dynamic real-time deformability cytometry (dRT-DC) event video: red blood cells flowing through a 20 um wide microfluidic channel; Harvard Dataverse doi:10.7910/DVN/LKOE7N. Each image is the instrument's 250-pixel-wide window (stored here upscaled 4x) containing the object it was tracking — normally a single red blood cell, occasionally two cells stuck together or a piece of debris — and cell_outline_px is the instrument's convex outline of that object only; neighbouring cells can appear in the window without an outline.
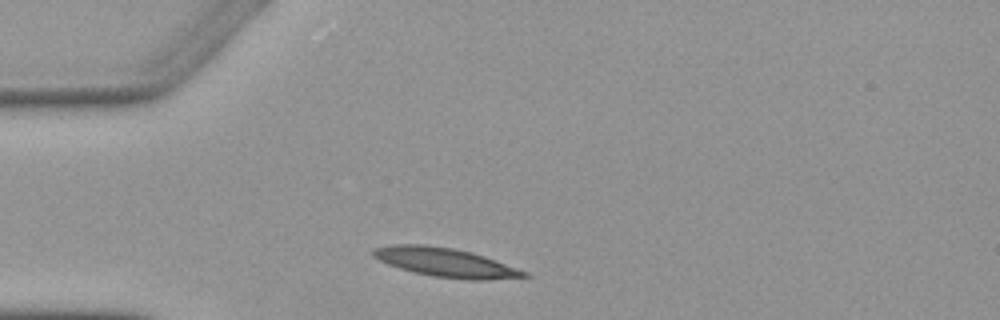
{"species": "Egyptian fruit bat (a non-hibernating species)", "species_latin": "Rousettus aegyptiacus", "temperature_condition": "warm", "stored_images_in_passage": 1, "camera_frame_rate_fps": 3000, "um_per_image_px": 0.085, "animal": {"sex": "female"}, "frame": {"image": 1, "passage_image": 1, "time_ms": 0.0, "image_size_px": [1000, 320], "cell_outline_px": [[532, 276], [488, 280], [468, 280], [432, 276], [412, 272], [388, 264], [372, 256], [372, 248], [392, 244], [424, 244], [452, 248], [472, 252], [484, 256], [528, 272]], "centroid_in_image_um": [37.86, 22.31], "position_along_channel_um": 47.1, "area_um2": 25.55}}